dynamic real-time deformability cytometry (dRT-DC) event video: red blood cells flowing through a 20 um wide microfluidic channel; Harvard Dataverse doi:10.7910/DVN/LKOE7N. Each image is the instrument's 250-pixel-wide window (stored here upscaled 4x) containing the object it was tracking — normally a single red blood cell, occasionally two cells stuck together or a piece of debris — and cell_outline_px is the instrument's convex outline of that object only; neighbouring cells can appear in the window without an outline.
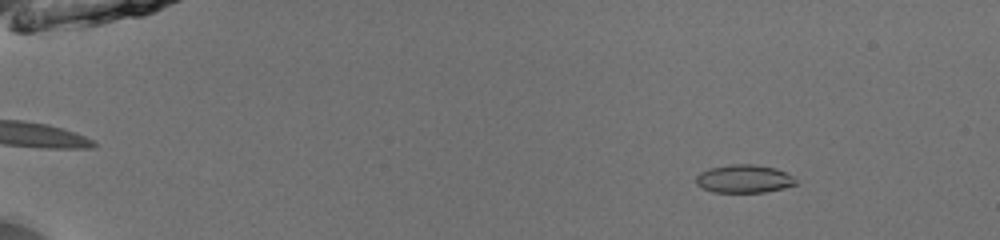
{"species": "common noctule bat (a hibernating species)", "species_latin": "Nyctalus noctula", "temperature_condition": "room temperature", "stored_images_in_passage": 47, "camera_frame_rate_fps": 3000, "um_per_image_px": 0.085, "animal": {"sex": "male", "body_mass_g": 13.0, "forearm_length_mm": 53.1}, "frame": {"image": 1, "passage_image": 2, "time_ms": 0.333, "image_size_px": [1000, 240], "cell_outline_px": [[796, 184], [784, 188], [764, 192], [712, 192], [696, 184], [696, 176], [700, 172], [708, 168], [732, 164], [756, 164], [776, 168], [792, 176], [796, 180]], "centroid_in_image_um": [63.23, 15.19], "position_along_channel_um": 21.8, "area_um2": 16.36}}
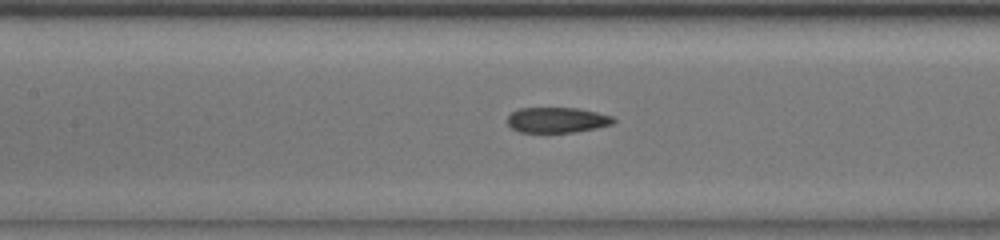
{"frame": {"image": 2, "passage_image": 21, "time_ms": 6.667, "image_size_px": [1000, 240], "cell_outline_px": [[616, 120], [612, 124], [596, 128], [576, 132], [520, 132], [512, 128], [508, 124], [508, 116], [512, 112], [520, 108], [580, 108], [612, 116]], "centroid_in_image_um": [47.36, 10.2], "position_along_channel_um": 160.0, "area_um2": 15.66}}
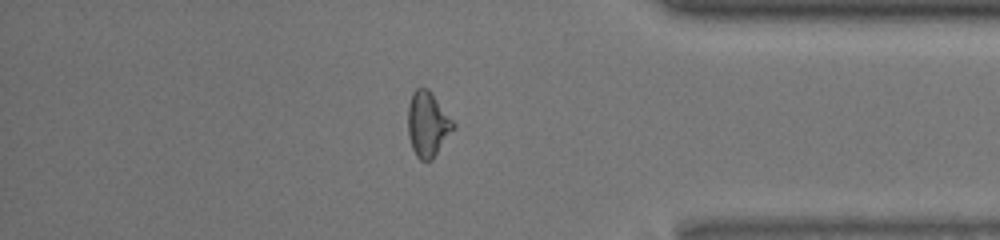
{"frame": {"image": 3, "passage_image": 40, "time_ms": 13.0, "image_size_px": [1000, 240], "cell_outline_px": [[456, 128], [432, 160], [420, 160], [416, 156], [412, 148], [408, 136], [408, 104], [412, 92], [416, 88], [428, 88], [456, 124]], "centroid_in_image_um": [36.36, 10.56], "position_along_channel_um": 398.8, "area_um2": 17.4}, "authors_computed_cell_mechanics": {"area_um2": 16.5886, "velocity_mm_per_s": 4.0005, "shape_relaxation_time_tau1_ms": 5.5367, "shape_relaxation_time_tau2_ms": 1.4938, "deformation_change_tau1": 0.1504, "deformation_change_tau2": 0.0846}}